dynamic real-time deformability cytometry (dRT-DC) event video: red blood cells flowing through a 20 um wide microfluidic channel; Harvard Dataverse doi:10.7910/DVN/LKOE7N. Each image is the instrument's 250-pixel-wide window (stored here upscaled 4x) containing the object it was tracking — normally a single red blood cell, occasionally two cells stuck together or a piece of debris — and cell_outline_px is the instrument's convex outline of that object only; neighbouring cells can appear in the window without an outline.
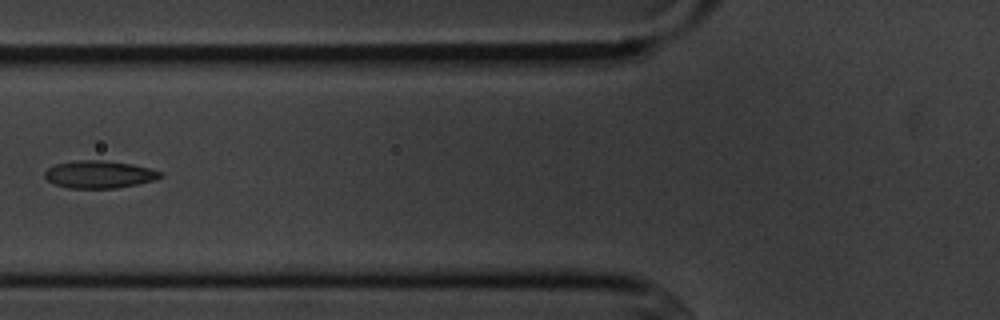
{"species": "common noctule bat (a hibernating species)", "species_latin": "Nyctalus noctula", "temperature_condition": "cold", "stored_images_in_passage": 7, "camera_frame_rate_fps": 3000, "um_per_image_px": 0.085, "animal": {"sex": "male", "body_mass_g": 20.1, "forearm_length_mm": 53.5}, "frame": {"image": 1, "passage_image": 6, "time_ms": 6.0, "image_size_px": [1000, 320], "cell_outline_px": [[164, 176], [156, 180], [116, 188], [68, 188], [56, 184], [48, 180], [44, 176], [44, 172], [48, 168], [56, 164], [76, 160], [104, 160], [132, 164], [164, 172]], "centroid_in_image_um": [8.47, 14.82], "position_along_channel_um": 117.3, "area_um2": 18.55}}
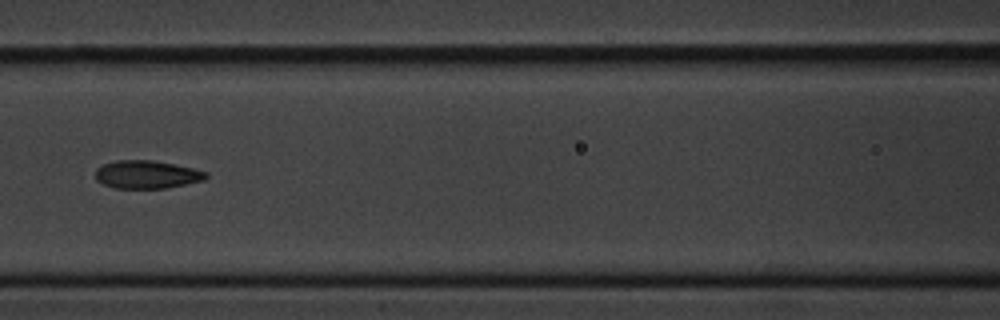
{"frame": {"image": 2, "passage_image": 7, "time_ms": 7.0, "image_size_px": [1000, 320], "cell_outline_px": [[208, 176], [204, 180], [164, 188], [112, 188], [96, 180], [96, 168], [104, 164], [116, 160], [152, 160], [176, 164], [208, 172]], "centroid_in_image_um": [12.47, 14.82], "position_along_channel_um": 154.1, "area_um2": 18.03}}